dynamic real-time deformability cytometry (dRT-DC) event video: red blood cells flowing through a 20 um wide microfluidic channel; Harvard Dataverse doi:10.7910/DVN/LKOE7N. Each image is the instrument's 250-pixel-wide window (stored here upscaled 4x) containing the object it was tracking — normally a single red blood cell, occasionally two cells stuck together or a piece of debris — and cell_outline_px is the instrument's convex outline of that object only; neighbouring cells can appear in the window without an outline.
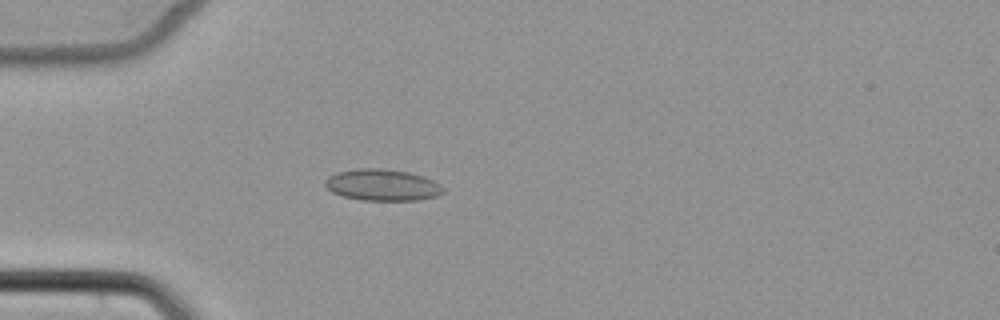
{"species": "common noctule bat (a hibernating species)", "species_latin": "Nyctalus noctula", "temperature_condition": "cold", "stored_images_in_passage": 4, "camera_frame_rate_fps": 3000, "um_per_image_px": 0.085, "animal": {"sex": "female", "body_mass_g": 22.7, "forearm_length_mm": 54.2}, "frame": {"image": 1, "passage_image": 4, "time_ms": 3.667, "image_size_px": [1000, 320], "cell_outline_px": [[444, 192], [436, 196], [416, 200], [360, 200], [344, 196], [332, 192], [324, 184], [324, 180], [328, 176], [336, 172], [356, 168], [380, 168], [408, 172], [424, 176], [440, 184], [444, 188]], "centroid_in_image_um": [32.48, 15.71], "position_along_channel_um": 52.5, "area_um2": 21.73}}